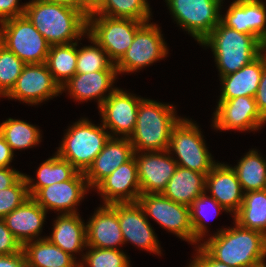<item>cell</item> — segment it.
Returning <instances> with one entry per match:
<instances>
[{
    "label": "cell",
    "instance_id": "cell-32",
    "mask_svg": "<svg viewBox=\"0 0 266 267\" xmlns=\"http://www.w3.org/2000/svg\"><path fill=\"white\" fill-rule=\"evenodd\" d=\"M77 44L52 45L48 52L46 64L60 87L76 74Z\"/></svg>",
    "mask_w": 266,
    "mask_h": 267
},
{
    "label": "cell",
    "instance_id": "cell-4",
    "mask_svg": "<svg viewBox=\"0 0 266 267\" xmlns=\"http://www.w3.org/2000/svg\"><path fill=\"white\" fill-rule=\"evenodd\" d=\"M174 110L173 105L141 99L135 129L129 137L134 152L168 150L171 131L181 119Z\"/></svg>",
    "mask_w": 266,
    "mask_h": 267
},
{
    "label": "cell",
    "instance_id": "cell-44",
    "mask_svg": "<svg viewBox=\"0 0 266 267\" xmlns=\"http://www.w3.org/2000/svg\"><path fill=\"white\" fill-rule=\"evenodd\" d=\"M22 175L11 167H0V191L11 187Z\"/></svg>",
    "mask_w": 266,
    "mask_h": 267
},
{
    "label": "cell",
    "instance_id": "cell-25",
    "mask_svg": "<svg viewBox=\"0 0 266 267\" xmlns=\"http://www.w3.org/2000/svg\"><path fill=\"white\" fill-rule=\"evenodd\" d=\"M265 64L266 49L255 60L238 71L220 77L222 92L219 100H229L239 96L254 97Z\"/></svg>",
    "mask_w": 266,
    "mask_h": 267
},
{
    "label": "cell",
    "instance_id": "cell-31",
    "mask_svg": "<svg viewBox=\"0 0 266 267\" xmlns=\"http://www.w3.org/2000/svg\"><path fill=\"white\" fill-rule=\"evenodd\" d=\"M232 168L244 193L266 189V161L256 150H250Z\"/></svg>",
    "mask_w": 266,
    "mask_h": 267
},
{
    "label": "cell",
    "instance_id": "cell-8",
    "mask_svg": "<svg viewBox=\"0 0 266 267\" xmlns=\"http://www.w3.org/2000/svg\"><path fill=\"white\" fill-rule=\"evenodd\" d=\"M143 21L112 18L104 15L87 17V33L107 52L116 64L133 43L136 31Z\"/></svg>",
    "mask_w": 266,
    "mask_h": 267
},
{
    "label": "cell",
    "instance_id": "cell-24",
    "mask_svg": "<svg viewBox=\"0 0 266 267\" xmlns=\"http://www.w3.org/2000/svg\"><path fill=\"white\" fill-rule=\"evenodd\" d=\"M46 211L28 197L18 208L7 214L3 220L6 227L23 246L39 236L46 217Z\"/></svg>",
    "mask_w": 266,
    "mask_h": 267
},
{
    "label": "cell",
    "instance_id": "cell-2",
    "mask_svg": "<svg viewBox=\"0 0 266 267\" xmlns=\"http://www.w3.org/2000/svg\"><path fill=\"white\" fill-rule=\"evenodd\" d=\"M24 15L52 45H66L87 34V16L80 10L56 2L32 0Z\"/></svg>",
    "mask_w": 266,
    "mask_h": 267
},
{
    "label": "cell",
    "instance_id": "cell-29",
    "mask_svg": "<svg viewBox=\"0 0 266 267\" xmlns=\"http://www.w3.org/2000/svg\"><path fill=\"white\" fill-rule=\"evenodd\" d=\"M78 170L67 160L57 154L43 162L37 170V182L24 174L29 197H33L41 188L70 180Z\"/></svg>",
    "mask_w": 266,
    "mask_h": 267
},
{
    "label": "cell",
    "instance_id": "cell-23",
    "mask_svg": "<svg viewBox=\"0 0 266 267\" xmlns=\"http://www.w3.org/2000/svg\"><path fill=\"white\" fill-rule=\"evenodd\" d=\"M116 76L117 70L76 73L61 86V91H64L65 89L68 90L71 97L81 102L98 98L99 108L106 98L116 89L112 87ZM108 89L110 91H108ZM107 91L109 93L108 95H105L104 93Z\"/></svg>",
    "mask_w": 266,
    "mask_h": 267
},
{
    "label": "cell",
    "instance_id": "cell-18",
    "mask_svg": "<svg viewBox=\"0 0 266 267\" xmlns=\"http://www.w3.org/2000/svg\"><path fill=\"white\" fill-rule=\"evenodd\" d=\"M103 204L137 202L141 195L137 163L133 156L113 173L103 179L96 187Z\"/></svg>",
    "mask_w": 266,
    "mask_h": 267
},
{
    "label": "cell",
    "instance_id": "cell-47",
    "mask_svg": "<svg viewBox=\"0 0 266 267\" xmlns=\"http://www.w3.org/2000/svg\"><path fill=\"white\" fill-rule=\"evenodd\" d=\"M101 2L102 0H79V10L88 17L99 7Z\"/></svg>",
    "mask_w": 266,
    "mask_h": 267
},
{
    "label": "cell",
    "instance_id": "cell-13",
    "mask_svg": "<svg viewBox=\"0 0 266 267\" xmlns=\"http://www.w3.org/2000/svg\"><path fill=\"white\" fill-rule=\"evenodd\" d=\"M218 130H258L266 122L260 115L254 97L239 96L219 100L213 117Z\"/></svg>",
    "mask_w": 266,
    "mask_h": 267
},
{
    "label": "cell",
    "instance_id": "cell-21",
    "mask_svg": "<svg viewBox=\"0 0 266 267\" xmlns=\"http://www.w3.org/2000/svg\"><path fill=\"white\" fill-rule=\"evenodd\" d=\"M205 190L228 213L235 215L243 203L244 192L232 167L217 163L206 175Z\"/></svg>",
    "mask_w": 266,
    "mask_h": 267
},
{
    "label": "cell",
    "instance_id": "cell-3",
    "mask_svg": "<svg viewBox=\"0 0 266 267\" xmlns=\"http://www.w3.org/2000/svg\"><path fill=\"white\" fill-rule=\"evenodd\" d=\"M200 44L212 49L220 77L238 71L266 49L256 36L240 33L221 21Z\"/></svg>",
    "mask_w": 266,
    "mask_h": 267
},
{
    "label": "cell",
    "instance_id": "cell-16",
    "mask_svg": "<svg viewBox=\"0 0 266 267\" xmlns=\"http://www.w3.org/2000/svg\"><path fill=\"white\" fill-rule=\"evenodd\" d=\"M123 241L131 242L146 251L161 254L159 241L138 202L116 203Z\"/></svg>",
    "mask_w": 266,
    "mask_h": 267
},
{
    "label": "cell",
    "instance_id": "cell-46",
    "mask_svg": "<svg viewBox=\"0 0 266 267\" xmlns=\"http://www.w3.org/2000/svg\"><path fill=\"white\" fill-rule=\"evenodd\" d=\"M13 154L6 140L0 135V167H10L9 164L13 160Z\"/></svg>",
    "mask_w": 266,
    "mask_h": 267
},
{
    "label": "cell",
    "instance_id": "cell-39",
    "mask_svg": "<svg viewBox=\"0 0 266 267\" xmlns=\"http://www.w3.org/2000/svg\"><path fill=\"white\" fill-rule=\"evenodd\" d=\"M29 197L24 174L11 186L0 191V218L18 208Z\"/></svg>",
    "mask_w": 266,
    "mask_h": 267
},
{
    "label": "cell",
    "instance_id": "cell-27",
    "mask_svg": "<svg viewBox=\"0 0 266 267\" xmlns=\"http://www.w3.org/2000/svg\"><path fill=\"white\" fill-rule=\"evenodd\" d=\"M51 237H46L52 244L74 257L73 253L83 251L86 244V225L75 214H60L54 221Z\"/></svg>",
    "mask_w": 266,
    "mask_h": 267
},
{
    "label": "cell",
    "instance_id": "cell-45",
    "mask_svg": "<svg viewBox=\"0 0 266 267\" xmlns=\"http://www.w3.org/2000/svg\"><path fill=\"white\" fill-rule=\"evenodd\" d=\"M24 259L23 249L11 255L0 256V267H18Z\"/></svg>",
    "mask_w": 266,
    "mask_h": 267
},
{
    "label": "cell",
    "instance_id": "cell-36",
    "mask_svg": "<svg viewBox=\"0 0 266 267\" xmlns=\"http://www.w3.org/2000/svg\"><path fill=\"white\" fill-rule=\"evenodd\" d=\"M206 194V192L201 194L190 206L191 225L193 228V243L195 244L202 240V237L207 231V227L203 220L208 219L207 216L209 215L210 211L212 210L213 213L215 211V213L218 214L220 210H225L217 201L210 196L208 197Z\"/></svg>",
    "mask_w": 266,
    "mask_h": 267
},
{
    "label": "cell",
    "instance_id": "cell-7",
    "mask_svg": "<svg viewBox=\"0 0 266 267\" xmlns=\"http://www.w3.org/2000/svg\"><path fill=\"white\" fill-rule=\"evenodd\" d=\"M168 151H174L177 166L207 175L217 164L206 148L203 136L196 123L181 118L173 127Z\"/></svg>",
    "mask_w": 266,
    "mask_h": 267
},
{
    "label": "cell",
    "instance_id": "cell-11",
    "mask_svg": "<svg viewBox=\"0 0 266 267\" xmlns=\"http://www.w3.org/2000/svg\"><path fill=\"white\" fill-rule=\"evenodd\" d=\"M160 27L145 22L135 33L133 43L115 64L117 73H130L163 59L168 54Z\"/></svg>",
    "mask_w": 266,
    "mask_h": 267
},
{
    "label": "cell",
    "instance_id": "cell-30",
    "mask_svg": "<svg viewBox=\"0 0 266 267\" xmlns=\"http://www.w3.org/2000/svg\"><path fill=\"white\" fill-rule=\"evenodd\" d=\"M234 220L240 226L266 236V189L244 193L243 203Z\"/></svg>",
    "mask_w": 266,
    "mask_h": 267
},
{
    "label": "cell",
    "instance_id": "cell-14",
    "mask_svg": "<svg viewBox=\"0 0 266 267\" xmlns=\"http://www.w3.org/2000/svg\"><path fill=\"white\" fill-rule=\"evenodd\" d=\"M141 99L116 88L101 104L102 125L112 131L111 137L122 134L129 138L134 132Z\"/></svg>",
    "mask_w": 266,
    "mask_h": 267
},
{
    "label": "cell",
    "instance_id": "cell-33",
    "mask_svg": "<svg viewBox=\"0 0 266 267\" xmlns=\"http://www.w3.org/2000/svg\"><path fill=\"white\" fill-rule=\"evenodd\" d=\"M90 15H104L143 22H149L151 19L147 0H102L99 7Z\"/></svg>",
    "mask_w": 266,
    "mask_h": 267
},
{
    "label": "cell",
    "instance_id": "cell-26",
    "mask_svg": "<svg viewBox=\"0 0 266 267\" xmlns=\"http://www.w3.org/2000/svg\"><path fill=\"white\" fill-rule=\"evenodd\" d=\"M206 175L177 166L162 194L176 203L191 206L201 194L207 192Z\"/></svg>",
    "mask_w": 266,
    "mask_h": 267
},
{
    "label": "cell",
    "instance_id": "cell-35",
    "mask_svg": "<svg viewBox=\"0 0 266 267\" xmlns=\"http://www.w3.org/2000/svg\"><path fill=\"white\" fill-rule=\"evenodd\" d=\"M87 36L95 46H84L77 50L76 73L117 70L107 52L88 33Z\"/></svg>",
    "mask_w": 266,
    "mask_h": 267
},
{
    "label": "cell",
    "instance_id": "cell-6",
    "mask_svg": "<svg viewBox=\"0 0 266 267\" xmlns=\"http://www.w3.org/2000/svg\"><path fill=\"white\" fill-rule=\"evenodd\" d=\"M0 43L25 64L46 63L51 45L25 16L0 23Z\"/></svg>",
    "mask_w": 266,
    "mask_h": 267
},
{
    "label": "cell",
    "instance_id": "cell-5",
    "mask_svg": "<svg viewBox=\"0 0 266 267\" xmlns=\"http://www.w3.org/2000/svg\"><path fill=\"white\" fill-rule=\"evenodd\" d=\"M105 130L82 118L68 129L56 154L84 173L112 135Z\"/></svg>",
    "mask_w": 266,
    "mask_h": 267
},
{
    "label": "cell",
    "instance_id": "cell-49",
    "mask_svg": "<svg viewBox=\"0 0 266 267\" xmlns=\"http://www.w3.org/2000/svg\"><path fill=\"white\" fill-rule=\"evenodd\" d=\"M18 267H34L26 259H24Z\"/></svg>",
    "mask_w": 266,
    "mask_h": 267
},
{
    "label": "cell",
    "instance_id": "cell-28",
    "mask_svg": "<svg viewBox=\"0 0 266 267\" xmlns=\"http://www.w3.org/2000/svg\"><path fill=\"white\" fill-rule=\"evenodd\" d=\"M25 259L34 267H79V262L47 238L28 241L23 245ZM75 259V260H74Z\"/></svg>",
    "mask_w": 266,
    "mask_h": 267
},
{
    "label": "cell",
    "instance_id": "cell-20",
    "mask_svg": "<svg viewBox=\"0 0 266 267\" xmlns=\"http://www.w3.org/2000/svg\"><path fill=\"white\" fill-rule=\"evenodd\" d=\"M134 149L127 137H110L103 150L84 172L90 188L96 187L103 179L113 173L123 163L134 156Z\"/></svg>",
    "mask_w": 266,
    "mask_h": 267
},
{
    "label": "cell",
    "instance_id": "cell-19",
    "mask_svg": "<svg viewBox=\"0 0 266 267\" xmlns=\"http://www.w3.org/2000/svg\"><path fill=\"white\" fill-rule=\"evenodd\" d=\"M220 21L240 33L256 36L266 46V5L261 0H235Z\"/></svg>",
    "mask_w": 266,
    "mask_h": 267
},
{
    "label": "cell",
    "instance_id": "cell-15",
    "mask_svg": "<svg viewBox=\"0 0 266 267\" xmlns=\"http://www.w3.org/2000/svg\"><path fill=\"white\" fill-rule=\"evenodd\" d=\"M170 154L168 150L134 153L141 194H161L166 189L177 168Z\"/></svg>",
    "mask_w": 266,
    "mask_h": 267
},
{
    "label": "cell",
    "instance_id": "cell-17",
    "mask_svg": "<svg viewBox=\"0 0 266 267\" xmlns=\"http://www.w3.org/2000/svg\"><path fill=\"white\" fill-rule=\"evenodd\" d=\"M89 186L83 172L78 171L70 180L41 188L32 198L47 212L49 209L77 213V204L83 199Z\"/></svg>",
    "mask_w": 266,
    "mask_h": 267
},
{
    "label": "cell",
    "instance_id": "cell-34",
    "mask_svg": "<svg viewBox=\"0 0 266 267\" xmlns=\"http://www.w3.org/2000/svg\"><path fill=\"white\" fill-rule=\"evenodd\" d=\"M0 135L13 150L31 148L40 142L41 135L37 127L18 119L8 118L0 124Z\"/></svg>",
    "mask_w": 266,
    "mask_h": 267
},
{
    "label": "cell",
    "instance_id": "cell-9",
    "mask_svg": "<svg viewBox=\"0 0 266 267\" xmlns=\"http://www.w3.org/2000/svg\"><path fill=\"white\" fill-rule=\"evenodd\" d=\"M177 24L201 43L220 23L223 0H165Z\"/></svg>",
    "mask_w": 266,
    "mask_h": 267
},
{
    "label": "cell",
    "instance_id": "cell-12",
    "mask_svg": "<svg viewBox=\"0 0 266 267\" xmlns=\"http://www.w3.org/2000/svg\"><path fill=\"white\" fill-rule=\"evenodd\" d=\"M62 93L46 63L26 64L12 90L5 96L23 103L38 104Z\"/></svg>",
    "mask_w": 266,
    "mask_h": 267
},
{
    "label": "cell",
    "instance_id": "cell-43",
    "mask_svg": "<svg viewBox=\"0 0 266 267\" xmlns=\"http://www.w3.org/2000/svg\"><path fill=\"white\" fill-rule=\"evenodd\" d=\"M254 99L261 117L266 121V64L263 67L259 86Z\"/></svg>",
    "mask_w": 266,
    "mask_h": 267
},
{
    "label": "cell",
    "instance_id": "cell-38",
    "mask_svg": "<svg viewBox=\"0 0 266 267\" xmlns=\"http://www.w3.org/2000/svg\"><path fill=\"white\" fill-rule=\"evenodd\" d=\"M89 247L82 255L83 263L89 267H130L126 254L119 249Z\"/></svg>",
    "mask_w": 266,
    "mask_h": 267
},
{
    "label": "cell",
    "instance_id": "cell-10",
    "mask_svg": "<svg viewBox=\"0 0 266 267\" xmlns=\"http://www.w3.org/2000/svg\"><path fill=\"white\" fill-rule=\"evenodd\" d=\"M146 217L149 215L164 229L193 244L190 207L161 194H141L137 200Z\"/></svg>",
    "mask_w": 266,
    "mask_h": 267
},
{
    "label": "cell",
    "instance_id": "cell-40",
    "mask_svg": "<svg viewBox=\"0 0 266 267\" xmlns=\"http://www.w3.org/2000/svg\"><path fill=\"white\" fill-rule=\"evenodd\" d=\"M23 246L6 227L3 218H0V256L11 255L22 250Z\"/></svg>",
    "mask_w": 266,
    "mask_h": 267
},
{
    "label": "cell",
    "instance_id": "cell-22",
    "mask_svg": "<svg viewBox=\"0 0 266 267\" xmlns=\"http://www.w3.org/2000/svg\"><path fill=\"white\" fill-rule=\"evenodd\" d=\"M86 225V244L96 248L118 249L124 244L116 203L104 204ZM118 245V246H116Z\"/></svg>",
    "mask_w": 266,
    "mask_h": 267
},
{
    "label": "cell",
    "instance_id": "cell-48",
    "mask_svg": "<svg viewBox=\"0 0 266 267\" xmlns=\"http://www.w3.org/2000/svg\"><path fill=\"white\" fill-rule=\"evenodd\" d=\"M39 1L56 2L79 10V0H39Z\"/></svg>",
    "mask_w": 266,
    "mask_h": 267
},
{
    "label": "cell",
    "instance_id": "cell-42",
    "mask_svg": "<svg viewBox=\"0 0 266 267\" xmlns=\"http://www.w3.org/2000/svg\"><path fill=\"white\" fill-rule=\"evenodd\" d=\"M197 254L189 267H231L215 260L201 245L198 246Z\"/></svg>",
    "mask_w": 266,
    "mask_h": 267
},
{
    "label": "cell",
    "instance_id": "cell-1",
    "mask_svg": "<svg viewBox=\"0 0 266 267\" xmlns=\"http://www.w3.org/2000/svg\"><path fill=\"white\" fill-rule=\"evenodd\" d=\"M217 232L200 244L215 260L231 267H266L265 235L237 222Z\"/></svg>",
    "mask_w": 266,
    "mask_h": 267
},
{
    "label": "cell",
    "instance_id": "cell-50",
    "mask_svg": "<svg viewBox=\"0 0 266 267\" xmlns=\"http://www.w3.org/2000/svg\"><path fill=\"white\" fill-rule=\"evenodd\" d=\"M79 267H85L82 262L79 263Z\"/></svg>",
    "mask_w": 266,
    "mask_h": 267
},
{
    "label": "cell",
    "instance_id": "cell-37",
    "mask_svg": "<svg viewBox=\"0 0 266 267\" xmlns=\"http://www.w3.org/2000/svg\"><path fill=\"white\" fill-rule=\"evenodd\" d=\"M26 64L0 43V95L6 96Z\"/></svg>",
    "mask_w": 266,
    "mask_h": 267
},
{
    "label": "cell",
    "instance_id": "cell-41",
    "mask_svg": "<svg viewBox=\"0 0 266 267\" xmlns=\"http://www.w3.org/2000/svg\"><path fill=\"white\" fill-rule=\"evenodd\" d=\"M19 0H0V23L24 15L25 4L19 6Z\"/></svg>",
    "mask_w": 266,
    "mask_h": 267
}]
</instances>
